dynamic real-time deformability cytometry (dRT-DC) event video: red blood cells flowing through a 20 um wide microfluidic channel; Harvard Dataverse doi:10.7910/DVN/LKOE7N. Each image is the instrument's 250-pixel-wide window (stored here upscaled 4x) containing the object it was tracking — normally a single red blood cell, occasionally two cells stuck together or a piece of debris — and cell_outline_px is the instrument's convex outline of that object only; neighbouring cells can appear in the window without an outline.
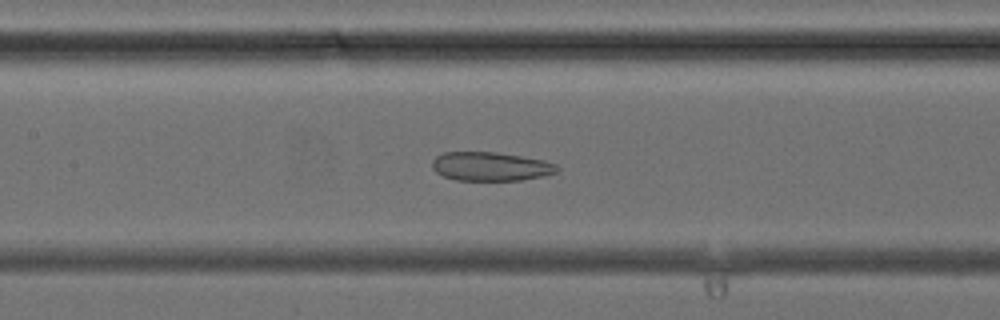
{"species": "common noctule bat (a hibernating species)", "species_latin": "Nyctalus noctula", "temperature_condition": "cold", "stored_images_in_passage": 40, "camera_frame_rate_fps": 3000, "um_per_image_px": 0.085, "animal": {"sex": "female", "body_mass_g": 24.6, "forearm_length_mm": 56.2}, "frame": {"image": 1, "passage_image": 18, "time_ms": 5.667, "image_size_px": [1000, 320], "cell_outline_px": [[560, 168], [556, 172], [544, 176], [520, 180], [456, 180], [444, 176], [436, 172], [432, 168], [432, 160], [436, 156], [444, 152], [496, 152], [544, 160], [556, 164]], "centroid_in_image_um": [41.7, 14.14], "position_along_channel_um": 165.7, "area_um2": 20.98}}
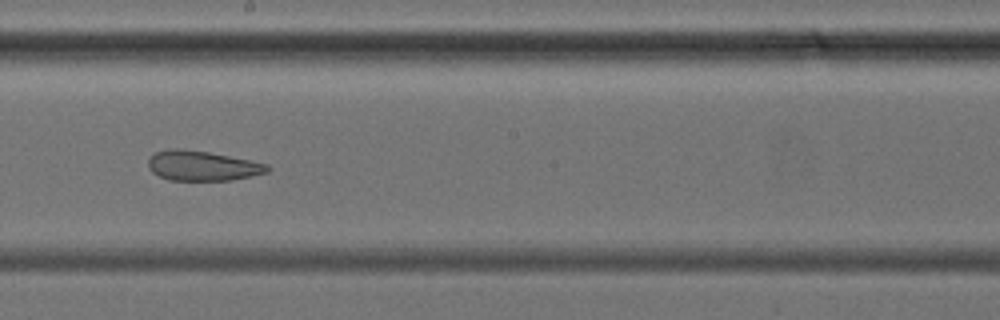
{"frame": {"image": 2, "passage_image": 22, "time_ms": 7.0, "image_size_px": [1000, 320], "cell_outline_px": [[272, 168], [268, 172], [252, 176], [232, 180], [168, 180], [152, 172], [148, 168], [148, 160], [156, 152], [172, 148], [176, 148], [208, 152], [268, 164]], "centroid_in_image_um": [17.21, 14.1], "position_along_channel_um": 231.0, "area_um2": 20.63}}
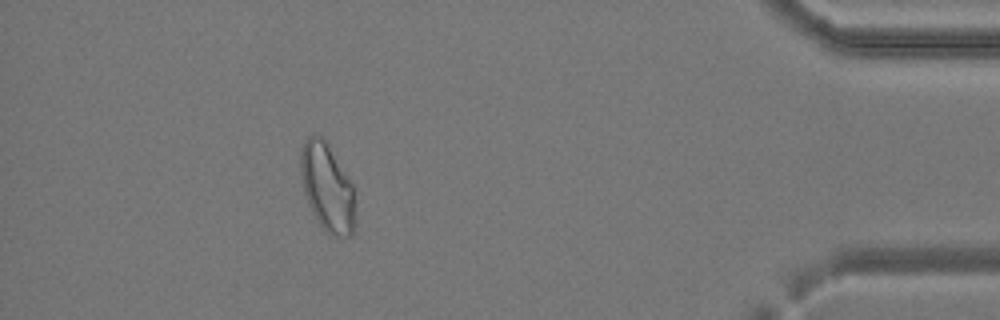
{"frame": {"image": 3, "passage_image": 36, "time_ms": 11.667, "image_size_px": [1000, 320], "cell_outline_px": [[356, 232], [352, 236], [332, 236], [320, 224], [312, 212], [308, 204], [304, 192], [300, 172], [300, 148], [304, 140], [308, 136], [320, 136], [324, 140], [352, 184], [356, 200]], "centroid_in_image_um": [27.84, 16.0], "position_along_channel_um": 407.4, "area_um2": 28.15}}